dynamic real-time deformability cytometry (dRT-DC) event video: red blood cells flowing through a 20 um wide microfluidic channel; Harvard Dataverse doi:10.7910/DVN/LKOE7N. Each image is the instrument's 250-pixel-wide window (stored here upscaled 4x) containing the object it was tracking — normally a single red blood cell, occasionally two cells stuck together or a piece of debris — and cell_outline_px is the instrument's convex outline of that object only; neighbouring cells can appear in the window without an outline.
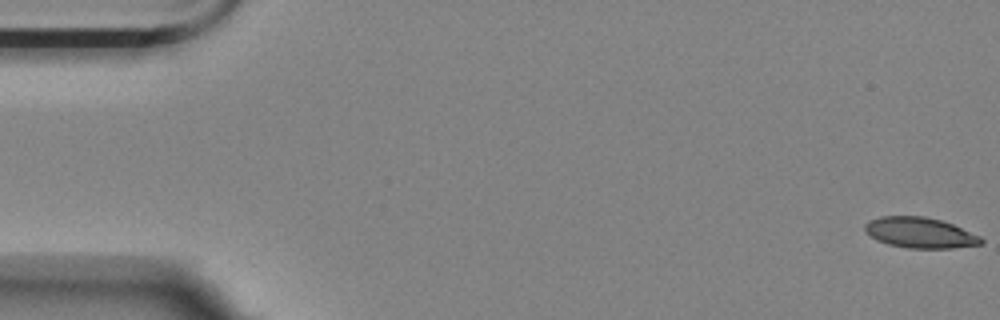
{"species": "Egyptian fruit bat (a non-hibernating species)", "species_latin": "Rousettus aegyptiacus", "temperature_condition": "room temperature", "stored_images_in_passage": 7, "camera_frame_rate_fps": 3000, "um_per_image_px": 0.085, "animal": {"sex": "female"}, "frame": {"image": 1, "passage_image": 1, "time_ms": 0.0, "image_size_px": [1000, 320], "cell_outline_px": [[984, 244], [952, 248], [908, 248], [888, 244], [876, 240], [864, 228], [864, 224], [868, 220], [880, 216], [924, 216], [940, 220], [952, 224], [980, 236], [984, 240]], "centroid_in_image_um": [78.2, 19.78], "position_along_channel_um": 6.8, "area_um2": 20.69}}